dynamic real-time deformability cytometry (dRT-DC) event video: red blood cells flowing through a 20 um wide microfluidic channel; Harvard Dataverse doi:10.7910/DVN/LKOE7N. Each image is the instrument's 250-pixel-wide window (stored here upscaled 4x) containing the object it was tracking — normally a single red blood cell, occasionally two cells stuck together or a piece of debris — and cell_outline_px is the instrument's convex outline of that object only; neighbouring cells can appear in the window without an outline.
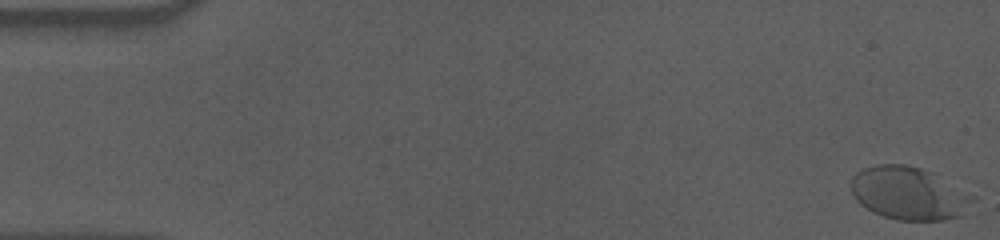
{"species": "human", "species_latin": "Homo sapiens", "temperature_condition": "cold", "stored_images_in_passage": 50, "camera_frame_rate_fps": 3000, "um_per_image_px": 0.085, "donor": {"sex": "male"}, "frame": {"image": 1, "passage_image": 1, "time_ms": 0.0, "image_size_px": [1000, 240], "cell_outline_px": [[976, 200], [964, 216], [944, 220], [896, 220], [872, 212], [860, 204], [856, 200], [848, 184], [852, 176], [856, 172], [864, 168], [876, 164], [904, 164], [920, 168], [932, 172], [976, 196]], "centroid_in_image_um": [77.27, 16.44], "position_along_channel_um": 7.7, "area_um2": 38.21}}
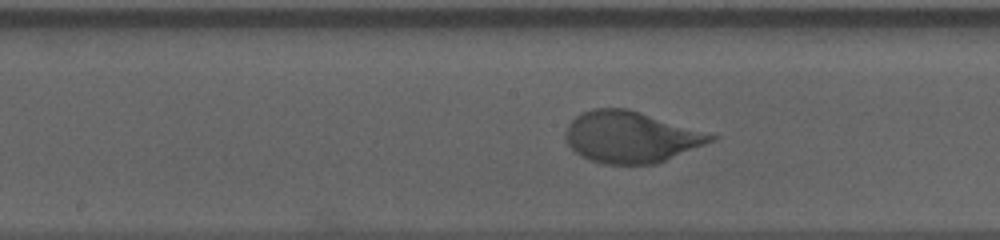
{"frame": {"image": 2, "passage_image": 30, "time_ms": 9.667, "image_size_px": [1000, 240], "cell_outline_px": [[720, 136], [716, 140], [656, 164], [604, 164], [580, 156], [568, 144], [564, 136], [564, 132], [568, 124], [580, 112], [592, 108], [628, 108]], "centroid_in_image_um": [53.61, 11.64], "position_along_channel_um": 194.6, "area_um2": 43.64}}
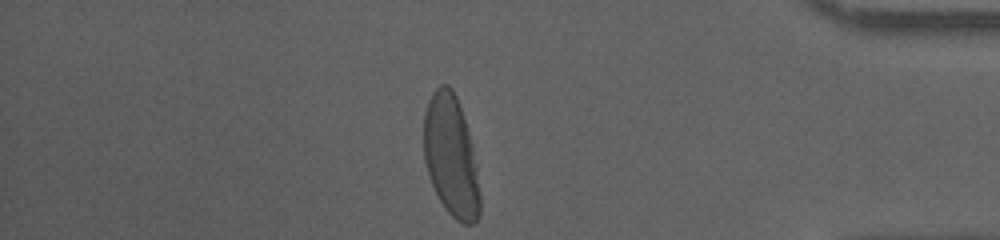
{"frame": {"image": 3, "passage_image": 50, "time_ms": 16.333, "image_size_px": [1000, 240], "cell_outline_px": [[480, 216], [472, 224], [464, 224], [456, 220], [444, 208], [428, 176], [424, 160], [424, 112], [428, 100], [432, 92], [440, 84], [448, 84], [452, 88], [456, 96], [472, 144], [476, 164], [480, 192]], "centroid_in_image_um": [38.33, 13.28], "position_along_channel_um": 396.9, "area_um2": 39.71}, "authors_computed_cell_mechanics": {"area_um2": 41.4137, "velocity_mm_per_s": 3.512, "shape_relaxation_time_tau1_ms": 3.5735, "shape_relaxation_time_tau2_ms": null, "deformation_change_tau1": 0.1581, "deformation_change_tau2": null}}